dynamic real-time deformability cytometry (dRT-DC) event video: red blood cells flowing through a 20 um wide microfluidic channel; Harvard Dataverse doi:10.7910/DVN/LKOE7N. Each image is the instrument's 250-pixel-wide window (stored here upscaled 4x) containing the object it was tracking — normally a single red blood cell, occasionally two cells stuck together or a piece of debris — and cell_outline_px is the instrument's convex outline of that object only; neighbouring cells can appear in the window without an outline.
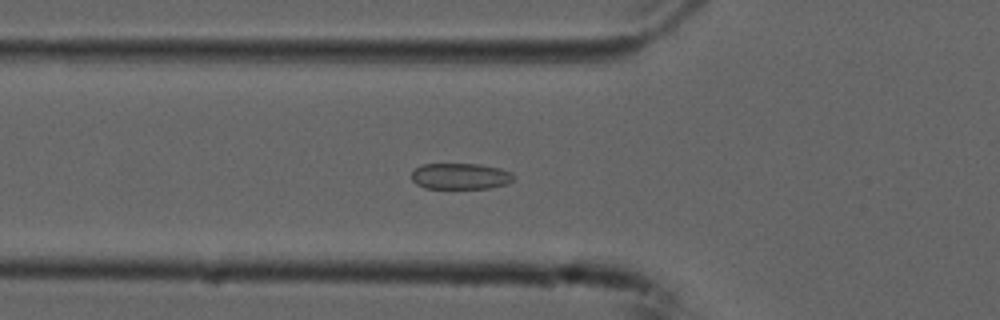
{"species": "common noctule bat (a hibernating species)", "species_latin": "Nyctalus noctula", "temperature_condition": "cold", "stored_images_in_passage": 55, "camera_frame_rate_fps": 3000, "um_per_image_px": 0.085, "animal": {"sex": "male", "forearm_length_mm": 52.5}, "frame": {"image": 1, "passage_image": 19, "time_ms": 6.0, "image_size_px": [1000, 320], "cell_outline_px": [[516, 176], [512, 180], [504, 184], [488, 188], [424, 188], [416, 184], [412, 180], [412, 172], [416, 168], [424, 164], [480, 164], [500, 168], [512, 172]], "centroid_in_image_um": [39.14, 14.97], "position_along_channel_um": 86.7, "area_um2": 15.49}}
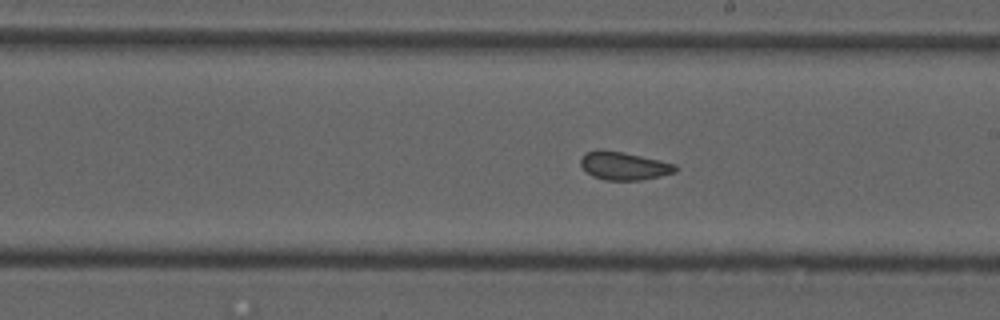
{"frame": {"image": 2, "passage_image": 31, "time_ms": 10.0, "image_size_px": [1000, 320], "cell_outline_px": [[680, 168], [676, 172], [660, 176], [640, 180], [604, 180], [592, 176], [580, 164], [580, 160], [584, 152], [596, 148], [600, 148], [624, 152], [676, 164]], "centroid_in_image_um": [53.02, 14.08], "position_along_channel_um": 236.0, "area_um2": 15.78}}
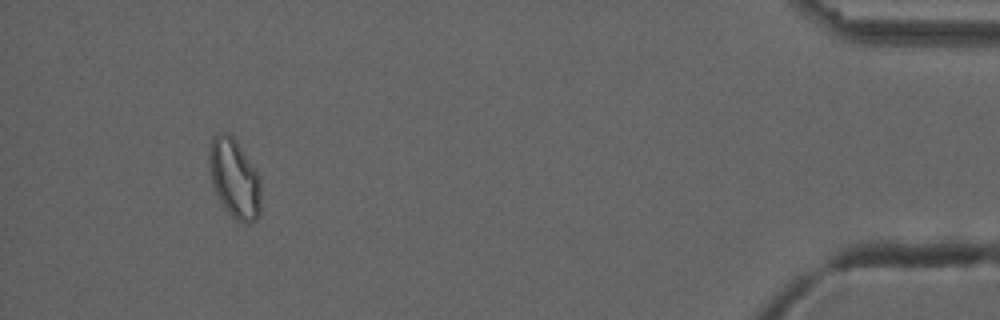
{"frame": {"image": 3, "passage_image": 51, "time_ms": 16.667, "image_size_px": [1000, 320], "cell_outline_px": [[260, 212], [256, 220], [248, 224], [244, 224], [236, 220], [228, 212], [220, 200], [212, 184], [208, 164], [208, 152], [212, 136], [220, 132], [228, 132], [236, 140], [260, 176]], "centroid_in_image_um": [19.92, 15.15], "position_along_channel_um": 415.3, "area_um2": 24.1}, "authors_computed_cell_mechanics": {"area_um2": 18.0336, "velocity_mm_per_s": 3.7326, "shape_relaxation_time_tau1_ms": null, "shape_relaxation_time_tau2_ms": 1.5767, "deformation_change_tau1": null, "deformation_change_tau2": 0.0711}}